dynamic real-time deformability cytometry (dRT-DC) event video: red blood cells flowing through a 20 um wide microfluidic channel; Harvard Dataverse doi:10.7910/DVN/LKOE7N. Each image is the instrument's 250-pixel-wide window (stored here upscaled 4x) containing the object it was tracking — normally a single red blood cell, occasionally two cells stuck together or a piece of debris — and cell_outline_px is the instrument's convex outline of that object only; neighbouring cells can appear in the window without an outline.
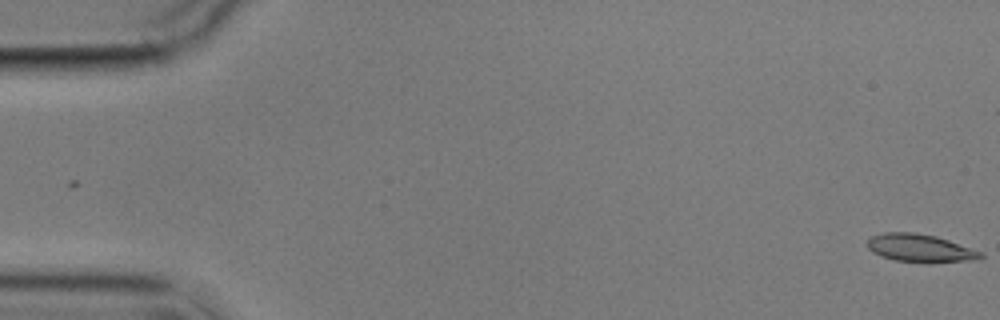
{"species": "common noctule bat (a hibernating species)", "species_latin": "Nyctalus noctula", "temperature_condition": "cold", "stored_images_in_passage": 2, "camera_frame_rate_fps": 3000, "um_per_image_px": 0.085, "animal": {"sex": "male", "body_mass_g": 17.9}, "frame": {"image": 1, "passage_image": 2, "time_ms": 1.0, "image_size_px": [1000, 320], "cell_outline_px": [[984, 256], [980, 260], [928, 264], [896, 260], [880, 256], [872, 252], [868, 248], [868, 240], [872, 236], [884, 232], [916, 232], [936, 236], [984, 252]], "centroid_in_image_um": [78.28, 21.12], "position_along_channel_um": 6.7, "area_um2": 18.96}}